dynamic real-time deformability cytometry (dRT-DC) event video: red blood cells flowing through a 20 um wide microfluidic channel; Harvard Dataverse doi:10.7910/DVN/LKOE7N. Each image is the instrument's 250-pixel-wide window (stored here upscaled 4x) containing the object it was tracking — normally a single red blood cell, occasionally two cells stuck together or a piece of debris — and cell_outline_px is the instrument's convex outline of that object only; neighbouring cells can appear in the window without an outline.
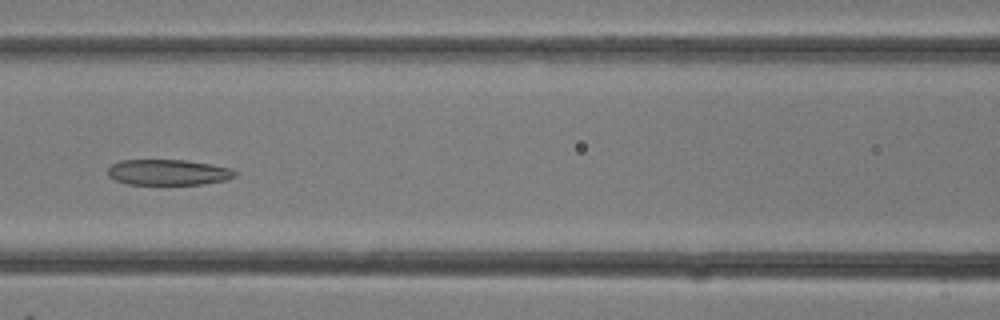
{"species": "common noctule bat (a hibernating species)", "species_latin": "Nyctalus noctula", "temperature_condition": "room temperature", "stored_images_in_passage": 19, "camera_frame_rate_fps": 3000, "um_per_image_px": 0.085, "animal": {"sex": "female"}, "frame": {"image": 1, "passage_image": 14, "time_ms": 4.333, "image_size_px": [1000, 320], "cell_outline_px": [[236, 176], [228, 180], [204, 184], [128, 184], [116, 180], [108, 176], [108, 168], [112, 164], [120, 160], [184, 160], [212, 164], [232, 168], [236, 172]], "centroid_in_image_um": [14.33, 14.64], "position_along_channel_um": 152.3, "area_um2": 19.13}}
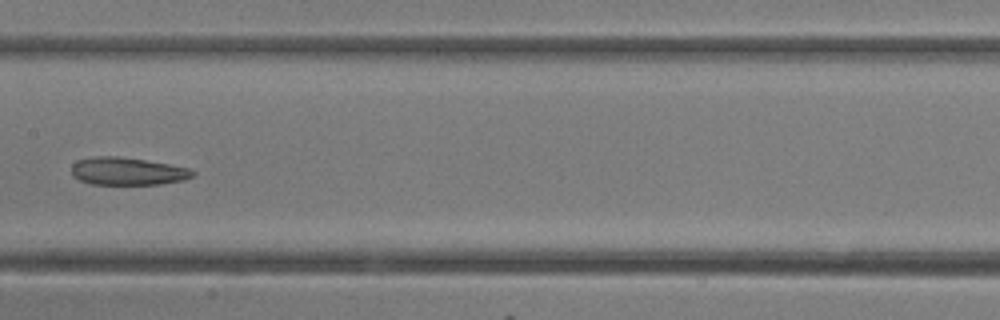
{"frame": {"image": 2, "passage_image": 16, "time_ms": 5.0, "image_size_px": [1000, 320], "cell_outline_px": [[196, 172], [192, 176], [184, 180], [160, 184], [92, 184], [80, 180], [72, 176], [72, 164], [76, 160], [96, 156], [120, 156], [168, 164], [188, 168]], "centroid_in_image_um": [10.81, 14.55], "position_along_channel_um": 196.6, "area_um2": 19.48}}
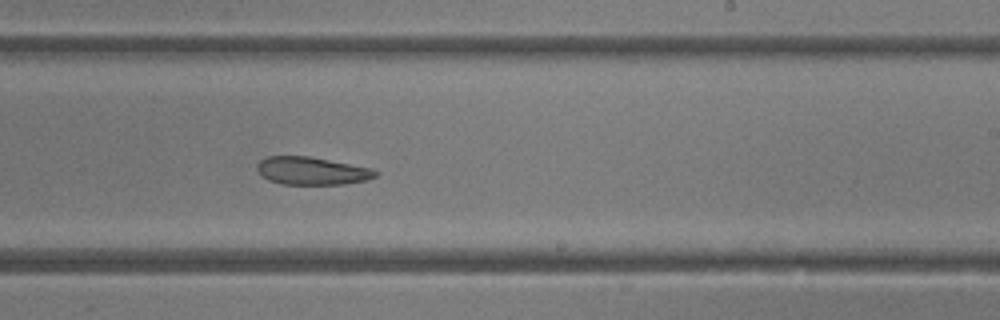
{"frame": {"image": 3, "passage_image": 19, "time_ms": 6.0, "image_size_px": [1000, 320], "cell_outline_px": [[376, 176], [368, 180], [344, 184], [280, 184], [268, 180], [260, 176], [256, 168], [256, 164], [260, 160], [268, 156], [308, 156], [372, 168], [376, 172]], "centroid_in_image_um": [26.45, 14.53], "position_along_channel_um": 262.5, "area_um2": 19.25}}